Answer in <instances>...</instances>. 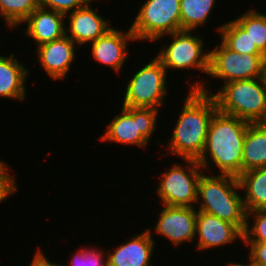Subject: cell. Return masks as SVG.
<instances>
[{"instance_id":"obj_27","label":"cell","mask_w":266,"mask_h":266,"mask_svg":"<svg viewBox=\"0 0 266 266\" xmlns=\"http://www.w3.org/2000/svg\"><path fill=\"white\" fill-rule=\"evenodd\" d=\"M5 160L0 159V204L5 203V200L14 196L18 192V183L15 174H12L11 166ZM11 173V174H10Z\"/></svg>"},{"instance_id":"obj_6","label":"cell","mask_w":266,"mask_h":266,"mask_svg":"<svg viewBox=\"0 0 266 266\" xmlns=\"http://www.w3.org/2000/svg\"><path fill=\"white\" fill-rule=\"evenodd\" d=\"M143 66L129 76L130 80H127L122 94L121 106L160 110L166 106L164 101L169 93V74L156 56Z\"/></svg>"},{"instance_id":"obj_23","label":"cell","mask_w":266,"mask_h":266,"mask_svg":"<svg viewBox=\"0 0 266 266\" xmlns=\"http://www.w3.org/2000/svg\"><path fill=\"white\" fill-rule=\"evenodd\" d=\"M248 8L234 19L250 35L253 44L266 57V14L258 9Z\"/></svg>"},{"instance_id":"obj_16","label":"cell","mask_w":266,"mask_h":266,"mask_svg":"<svg viewBox=\"0 0 266 266\" xmlns=\"http://www.w3.org/2000/svg\"><path fill=\"white\" fill-rule=\"evenodd\" d=\"M152 235L154 233L148 227L114 247L113 252L108 249V266H154L152 258L157 243L155 244V237Z\"/></svg>"},{"instance_id":"obj_3","label":"cell","mask_w":266,"mask_h":266,"mask_svg":"<svg viewBox=\"0 0 266 266\" xmlns=\"http://www.w3.org/2000/svg\"><path fill=\"white\" fill-rule=\"evenodd\" d=\"M240 190L238 177L203 172L198 181L195 209L235 224L244 232L247 211Z\"/></svg>"},{"instance_id":"obj_15","label":"cell","mask_w":266,"mask_h":266,"mask_svg":"<svg viewBox=\"0 0 266 266\" xmlns=\"http://www.w3.org/2000/svg\"><path fill=\"white\" fill-rule=\"evenodd\" d=\"M79 47L68 36L36 47L38 64L51 80L64 81L69 75L71 66L76 63ZM66 78V79H65Z\"/></svg>"},{"instance_id":"obj_25","label":"cell","mask_w":266,"mask_h":266,"mask_svg":"<svg viewBox=\"0 0 266 266\" xmlns=\"http://www.w3.org/2000/svg\"><path fill=\"white\" fill-rule=\"evenodd\" d=\"M243 242H266V210L247 212Z\"/></svg>"},{"instance_id":"obj_2","label":"cell","mask_w":266,"mask_h":266,"mask_svg":"<svg viewBox=\"0 0 266 266\" xmlns=\"http://www.w3.org/2000/svg\"><path fill=\"white\" fill-rule=\"evenodd\" d=\"M249 122L217 110L209 124L206 143L197 159L207 173L239 177L242 173L243 143ZM207 169V170H206ZM211 169V171H210Z\"/></svg>"},{"instance_id":"obj_13","label":"cell","mask_w":266,"mask_h":266,"mask_svg":"<svg viewBox=\"0 0 266 266\" xmlns=\"http://www.w3.org/2000/svg\"><path fill=\"white\" fill-rule=\"evenodd\" d=\"M134 41L136 39L130 27L122 30L113 25L104 35L89 44L93 62L96 60L97 64L107 65L117 74L122 72L121 68H124L129 55L128 43Z\"/></svg>"},{"instance_id":"obj_31","label":"cell","mask_w":266,"mask_h":266,"mask_svg":"<svg viewBox=\"0 0 266 266\" xmlns=\"http://www.w3.org/2000/svg\"><path fill=\"white\" fill-rule=\"evenodd\" d=\"M246 261H248L247 263H242V261H238L237 263L235 261H230L227 263H225L227 266H260V265H256L254 264L251 260H249L248 258L246 259ZM240 262V263H239Z\"/></svg>"},{"instance_id":"obj_29","label":"cell","mask_w":266,"mask_h":266,"mask_svg":"<svg viewBox=\"0 0 266 266\" xmlns=\"http://www.w3.org/2000/svg\"><path fill=\"white\" fill-rule=\"evenodd\" d=\"M248 248L247 258L254 264L266 266V242H243Z\"/></svg>"},{"instance_id":"obj_10","label":"cell","mask_w":266,"mask_h":266,"mask_svg":"<svg viewBox=\"0 0 266 266\" xmlns=\"http://www.w3.org/2000/svg\"><path fill=\"white\" fill-rule=\"evenodd\" d=\"M265 75L266 57L263 54L242 55L229 49L222 41L210 50L208 77L219 79L223 84Z\"/></svg>"},{"instance_id":"obj_21","label":"cell","mask_w":266,"mask_h":266,"mask_svg":"<svg viewBox=\"0 0 266 266\" xmlns=\"http://www.w3.org/2000/svg\"><path fill=\"white\" fill-rule=\"evenodd\" d=\"M217 0H180L181 30L197 31L207 25Z\"/></svg>"},{"instance_id":"obj_1","label":"cell","mask_w":266,"mask_h":266,"mask_svg":"<svg viewBox=\"0 0 266 266\" xmlns=\"http://www.w3.org/2000/svg\"><path fill=\"white\" fill-rule=\"evenodd\" d=\"M188 79L185 82H189L190 88L165 145V153L166 156L197 160L204 150L209 124L218 108L206 80L205 83L203 79Z\"/></svg>"},{"instance_id":"obj_19","label":"cell","mask_w":266,"mask_h":266,"mask_svg":"<svg viewBox=\"0 0 266 266\" xmlns=\"http://www.w3.org/2000/svg\"><path fill=\"white\" fill-rule=\"evenodd\" d=\"M266 168V123H250L243 143L242 173Z\"/></svg>"},{"instance_id":"obj_4","label":"cell","mask_w":266,"mask_h":266,"mask_svg":"<svg viewBox=\"0 0 266 266\" xmlns=\"http://www.w3.org/2000/svg\"><path fill=\"white\" fill-rule=\"evenodd\" d=\"M212 95L220 112L249 123H266L265 77L222 84Z\"/></svg>"},{"instance_id":"obj_11","label":"cell","mask_w":266,"mask_h":266,"mask_svg":"<svg viewBox=\"0 0 266 266\" xmlns=\"http://www.w3.org/2000/svg\"><path fill=\"white\" fill-rule=\"evenodd\" d=\"M157 222L155 221V235L166 237L167 241L180 249L184 243L195 242L197 210L191 207L162 205ZM157 234V235H156ZM169 239V240H168Z\"/></svg>"},{"instance_id":"obj_12","label":"cell","mask_w":266,"mask_h":266,"mask_svg":"<svg viewBox=\"0 0 266 266\" xmlns=\"http://www.w3.org/2000/svg\"><path fill=\"white\" fill-rule=\"evenodd\" d=\"M195 240L197 251H210L212 248L215 250L217 247L224 248V245H230V248L232 243H243V232L235 224L203 211H197Z\"/></svg>"},{"instance_id":"obj_18","label":"cell","mask_w":266,"mask_h":266,"mask_svg":"<svg viewBox=\"0 0 266 266\" xmlns=\"http://www.w3.org/2000/svg\"><path fill=\"white\" fill-rule=\"evenodd\" d=\"M13 52L10 55H0V97L25 101L26 85L30 69Z\"/></svg>"},{"instance_id":"obj_9","label":"cell","mask_w":266,"mask_h":266,"mask_svg":"<svg viewBox=\"0 0 266 266\" xmlns=\"http://www.w3.org/2000/svg\"><path fill=\"white\" fill-rule=\"evenodd\" d=\"M130 29L142 43L181 31L180 0H145Z\"/></svg>"},{"instance_id":"obj_28","label":"cell","mask_w":266,"mask_h":266,"mask_svg":"<svg viewBox=\"0 0 266 266\" xmlns=\"http://www.w3.org/2000/svg\"><path fill=\"white\" fill-rule=\"evenodd\" d=\"M92 1L93 0H39V5L42 8L54 10L66 15L88 5Z\"/></svg>"},{"instance_id":"obj_24","label":"cell","mask_w":266,"mask_h":266,"mask_svg":"<svg viewBox=\"0 0 266 266\" xmlns=\"http://www.w3.org/2000/svg\"><path fill=\"white\" fill-rule=\"evenodd\" d=\"M38 7L39 0H0V17L10 30L16 29Z\"/></svg>"},{"instance_id":"obj_20","label":"cell","mask_w":266,"mask_h":266,"mask_svg":"<svg viewBox=\"0 0 266 266\" xmlns=\"http://www.w3.org/2000/svg\"><path fill=\"white\" fill-rule=\"evenodd\" d=\"M247 212L266 210V168H255L238 177Z\"/></svg>"},{"instance_id":"obj_7","label":"cell","mask_w":266,"mask_h":266,"mask_svg":"<svg viewBox=\"0 0 266 266\" xmlns=\"http://www.w3.org/2000/svg\"><path fill=\"white\" fill-rule=\"evenodd\" d=\"M195 32L197 31L181 30L164 35L156 40V42H161L160 40L167 36L171 38L170 43H164L161 49H159L160 51L155 54L166 68L167 73L170 70L185 71L187 69L188 72L189 69H194L204 73L206 75L205 78L208 77L210 50L207 51V47H205L206 42L201 37L202 35H196Z\"/></svg>"},{"instance_id":"obj_8","label":"cell","mask_w":266,"mask_h":266,"mask_svg":"<svg viewBox=\"0 0 266 266\" xmlns=\"http://www.w3.org/2000/svg\"><path fill=\"white\" fill-rule=\"evenodd\" d=\"M182 161V164L174 162L160 174L155 194L161 205L195 208L198 181L204 170L196 159Z\"/></svg>"},{"instance_id":"obj_5","label":"cell","mask_w":266,"mask_h":266,"mask_svg":"<svg viewBox=\"0 0 266 266\" xmlns=\"http://www.w3.org/2000/svg\"><path fill=\"white\" fill-rule=\"evenodd\" d=\"M158 109L122 107L107 123L105 132L99 140L103 143H117L125 146H136L142 150L149 147V142L158 129Z\"/></svg>"},{"instance_id":"obj_22","label":"cell","mask_w":266,"mask_h":266,"mask_svg":"<svg viewBox=\"0 0 266 266\" xmlns=\"http://www.w3.org/2000/svg\"><path fill=\"white\" fill-rule=\"evenodd\" d=\"M215 30L219 34V39L229 49L244 54H262L253 41L249 33L242 28L234 19L218 25Z\"/></svg>"},{"instance_id":"obj_30","label":"cell","mask_w":266,"mask_h":266,"mask_svg":"<svg viewBox=\"0 0 266 266\" xmlns=\"http://www.w3.org/2000/svg\"><path fill=\"white\" fill-rule=\"evenodd\" d=\"M47 255L44 253V251L41 250V248L38 246L37 250L35 251V254L33 255L32 261L28 266H65L62 264L54 263L53 261L46 257Z\"/></svg>"},{"instance_id":"obj_26","label":"cell","mask_w":266,"mask_h":266,"mask_svg":"<svg viewBox=\"0 0 266 266\" xmlns=\"http://www.w3.org/2000/svg\"><path fill=\"white\" fill-rule=\"evenodd\" d=\"M69 266H108L107 252L99 246L80 247L71 257ZM68 266V265H67Z\"/></svg>"},{"instance_id":"obj_14","label":"cell","mask_w":266,"mask_h":266,"mask_svg":"<svg viewBox=\"0 0 266 266\" xmlns=\"http://www.w3.org/2000/svg\"><path fill=\"white\" fill-rule=\"evenodd\" d=\"M96 1L93 0L92 3L65 15L66 36L81 48L94 42L113 27L110 21L104 19L99 11L92 7L91 4Z\"/></svg>"},{"instance_id":"obj_17","label":"cell","mask_w":266,"mask_h":266,"mask_svg":"<svg viewBox=\"0 0 266 266\" xmlns=\"http://www.w3.org/2000/svg\"><path fill=\"white\" fill-rule=\"evenodd\" d=\"M65 15L54 10L38 7L23 22V35L31 38L35 48L61 39L66 35Z\"/></svg>"}]
</instances>
